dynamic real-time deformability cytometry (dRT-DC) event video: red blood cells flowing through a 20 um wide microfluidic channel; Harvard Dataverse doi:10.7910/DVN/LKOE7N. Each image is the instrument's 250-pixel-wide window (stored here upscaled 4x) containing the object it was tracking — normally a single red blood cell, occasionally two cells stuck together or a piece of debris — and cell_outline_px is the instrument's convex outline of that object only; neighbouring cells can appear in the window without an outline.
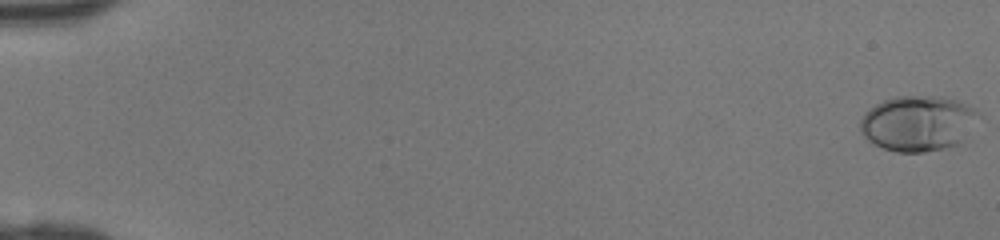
{"species": "human", "species_latin": "Homo sapiens", "temperature_condition": "room temperature", "stored_images_in_passage": 47, "camera_frame_rate_fps": 3000, "um_per_image_px": 0.085, "donor": {"sex": "female"}, "frame": {"image": 1, "passage_image": 1, "time_ms": 0.0, "image_size_px": [1000, 240], "cell_outline_px": [[980, 116], [960, 140], [956, 144], [944, 148], [924, 152], [896, 152], [884, 148], [868, 140], [864, 136], [860, 128], [860, 120], [864, 112], [876, 104], [884, 100], [904, 96], [912, 96], [956, 100], [972, 108]], "centroid_in_image_um": [77.96, 10.5], "position_along_channel_um": 7.0, "area_um2": 37.17}}
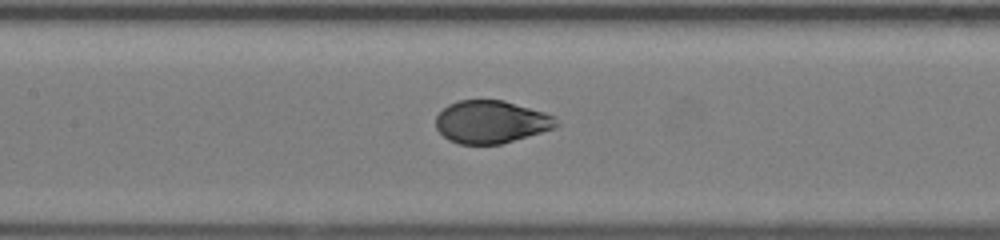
{"frame": {"image": 2, "passage_image": 24, "time_ms": 7.667, "image_size_px": [1000, 240], "cell_outline_px": [[560, 124], [556, 128], [500, 144], [460, 144], [448, 140], [436, 128], [436, 116], [448, 104], [456, 100], [504, 100], [544, 112], [552, 116]], "centroid_in_image_um": [41.73, 10.36], "position_along_channel_um": 165.7, "area_um2": 29.94}}
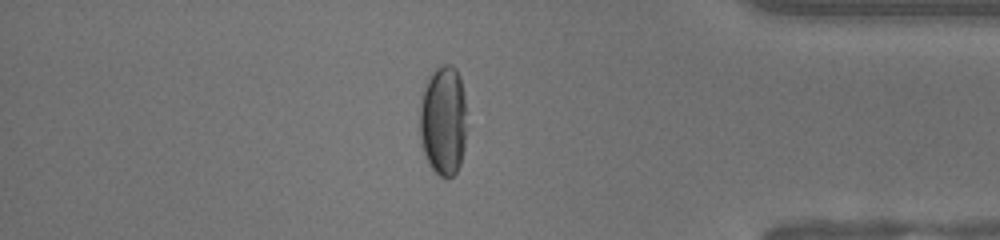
{"frame": {"image": 3, "passage_image": 41, "time_ms": 13.333, "image_size_px": [1000, 240], "cell_outline_px": [[464, 148], [460, 164], [456, 172], [452, 176], [440, 176], [428, 164], [420, 140], [420, 96], [428, 76], [440, 64], [452, 64], [456, 68], [460, 76], [464, 96]], "centroid_in_image_um": [37.64, 10.2], "position_along_channel_um": 397.6, "area_um2": 30.11}}